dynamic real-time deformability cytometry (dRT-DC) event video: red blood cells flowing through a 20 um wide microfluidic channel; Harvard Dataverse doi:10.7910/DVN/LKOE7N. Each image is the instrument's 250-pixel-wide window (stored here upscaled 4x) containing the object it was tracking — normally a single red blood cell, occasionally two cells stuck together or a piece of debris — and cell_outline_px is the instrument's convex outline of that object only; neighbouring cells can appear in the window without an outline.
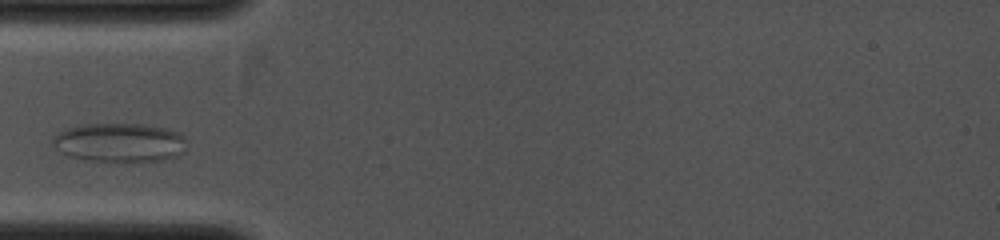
{"species": "common noctule bat (a hibernating species)", "species_latin": "Nyctalus noctula", "temperature_condition": "cold", "stored_images_in_passage": 4, "camera_frame_rate_fps": 4000, "um_per_image_px": 0.085, "animal": {"sex": "female", "body_mass_g": 19.0, "forearm_length_mm": 53.3}, "frame": {"image": 1, "passage_image": 2, "time_ms": 0.75, "image_size_px": [1000, 240], "cell_outline_px": [[184, 152], [176, 156], [164, 160], [132, 164], [92, 160], [68, 156], [60, 152], [52, 144], [52, 140], [60, 132], [68, 128], [84, 124], [140, 124], [168, 128], [180, 132], [184, 136]], "centroid_in_image_um": [10.21, 12.15], "position_along_channel_um": 74.8, "area_um2": 30.98}}
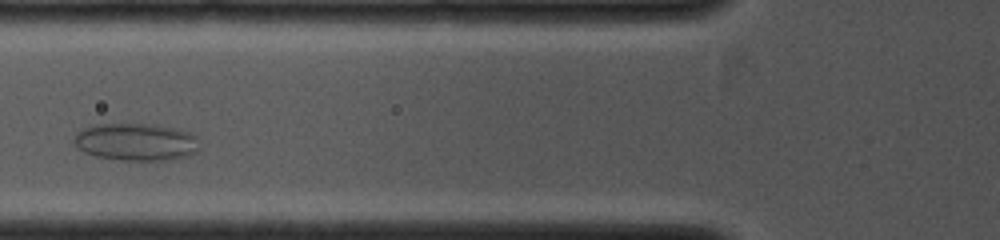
{"frame": {"image": 2, "passage_image": 3, "time_ms": 1.5, "image_size_px": [1000, 240], "cell_outline_px": [[200, 148], [196, 152], [188, 156], [172, 160], [120, 160], [96, 156], [84, 152], [72, 140], [84, 128], [100, 124], [152, 124], [172, 128], [188, 132], [196, 136]], "centroid_in_image_um": [11.61, 12.08], "position_along_channel_um": 114.2, "area_um2": 27.17}}
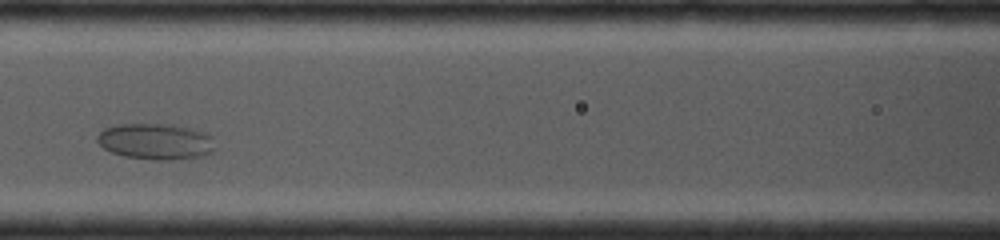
{"frame": {"image": 3, "passage_image": 4, "time_ms": 2.25, "image_size_px": [1000, 240], "cell_outline_px": [[216, 148], [212, 152], [204, 156], [168, 160], [156, 160], [124, 156], [112, 152], [104, 148], [96, 140], [96, 136], [104, 128], [120, 124], [160, 124], [188, 128], [204, 132], [212, 136]], "centroid_in_image_um": [13.24, 12.03], "position_along_channel_um": 153.4, "area_um2": 24.68}}